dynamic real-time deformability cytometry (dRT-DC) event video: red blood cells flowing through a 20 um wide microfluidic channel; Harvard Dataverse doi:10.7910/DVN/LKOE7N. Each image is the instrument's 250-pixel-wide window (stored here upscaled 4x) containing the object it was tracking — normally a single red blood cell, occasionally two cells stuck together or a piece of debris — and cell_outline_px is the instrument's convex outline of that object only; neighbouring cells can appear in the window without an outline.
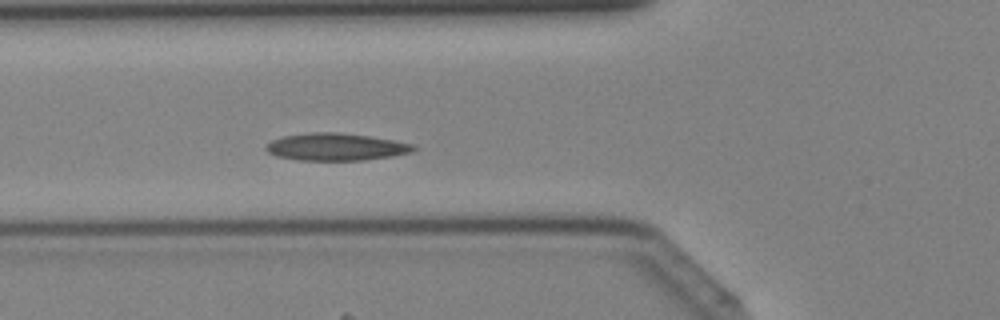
{"species": "Egyptian fruit bat (a non-hibernating species)", "species_latin": "Rousettus aegyptiacus", "temperature_condition": "cold", "stored_images_in_passage": 37, "camera_frame_rate_fps": 3000, "um_per_image_px": 0.085, "animal": {"sex": "female"}, "frame": {"image": 1, "passage_image": 10, "time_ms": 3.0, "image_size_px": [1000, 320], "cell_outline_px": [[416, 148], [412, 152], [392, 156], [364, 160], [300, 160], [276, 156], [268, 152], [264, 148], [272, 140], [284, 136], [308, 132], [336, 132], [368, 136], [416, 144]], "centroid_in_image_um": [28.56, 12.48], "position_along_channel_um": 97.2, "area_um2": 23.41}}
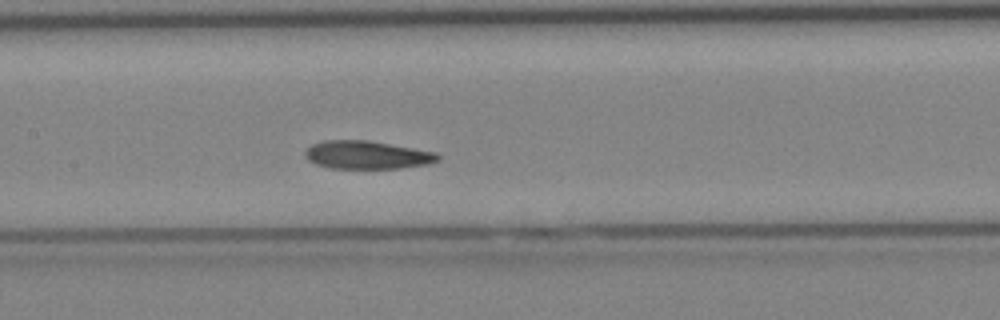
{"frame": {"image": 2, "passage_image": 15, "time_ms": 4.667, "image_size_px": [1000, 320], "cell_outline_px": [[440, 160], [428, 164], [400, 168], [332, 168], [316, 164], [308, 160], [304, 156], [304, 152], [312, 144], [324, 140], [368, 140], [436, 152], [440, 156]], "centroid_in_image_um": [31.19, 13.16], "position_along_channel_um": 176.2, "area_um2": 21.73}}
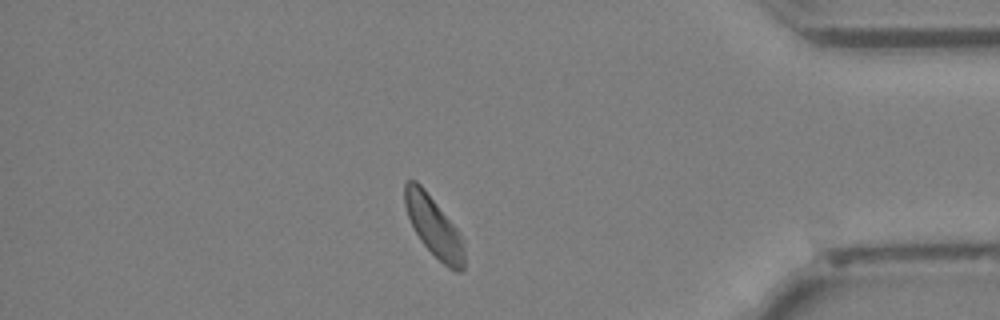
{"frame": {"image": 3, "passage_image": 31, "time_ms": 10.0, "image_size_px": [1000, 320], "cell_outline_px": [[464, 268], [460, 272], [456, 272], [448, 268], [420, 240], [408, 216], [404, 204], [404, 180], [416, 180], [424, 188], [460, 232], [464, 252]], "centroid_in_image_um": [36.87, 19.23], "position_along_channel_um": 398.3, "area_um2": 20.63}}